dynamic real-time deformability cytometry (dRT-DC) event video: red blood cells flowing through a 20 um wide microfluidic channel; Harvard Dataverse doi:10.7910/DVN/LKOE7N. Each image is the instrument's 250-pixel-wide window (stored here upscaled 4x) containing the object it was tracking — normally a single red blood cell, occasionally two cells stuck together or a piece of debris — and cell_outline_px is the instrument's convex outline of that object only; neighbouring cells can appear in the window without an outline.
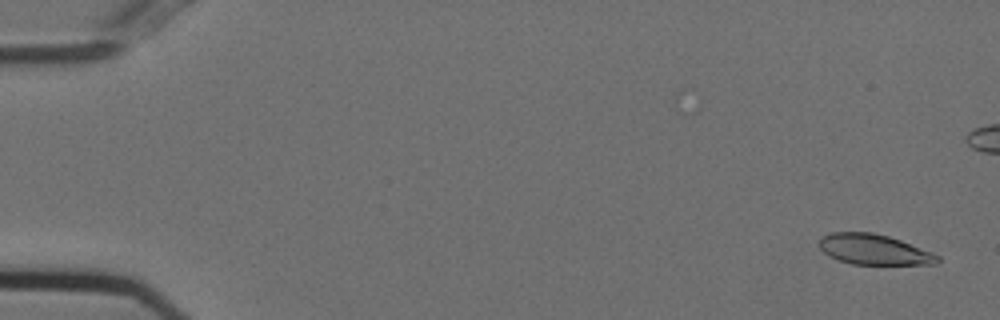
{"species": "Egyptian fruit bat (a non-hibernating species)", "species_latin": "Rousettus aegyptiacus", "temperature_condition": "cold", "stored_images_in_passage": 48, "camera_frame_rate_fps": 3000, "um_per_image_px": 0.085, "animal": {"sex": "female"}, "frame": {"image": 1, "passage_image": 2, "time_ms": 0.333, "image_size_px": [1000, 320], "cell_outline_px": [[940, 260], [936, 264], [852, 264], [828, 256], [820, 248], [820, 240], [824, 236], [832, 232], [872, 232], [888, 236], [900, 240], [932, 252], [940, 256]], "centroid_in_image_um": [74.3, 21.21], "position_along_channel_um": 10.7, "area_um2": 20.75}}
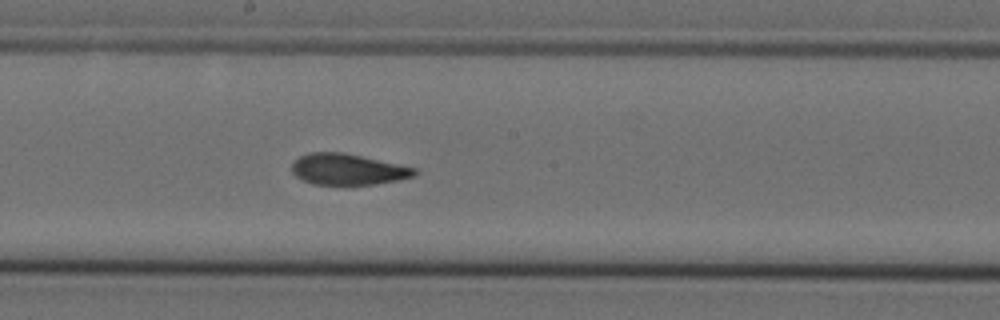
{"frame": {"image": 2, "passage_image": 30, "time_ms": 9.667, "image_size_px": [1000, 320], "cell_outline_px": [[420, 172], [416, 176], [400, 180], [376, 184], [312, 184], [296, 176], [292, 172], [292, 164], [300, 156], [308, 152], [344, 152], [416, 168]], "centroid_in_image_um": [29.6, 14.39], "position_along_channel_um": 218.6, "area_um2": 22.25}}
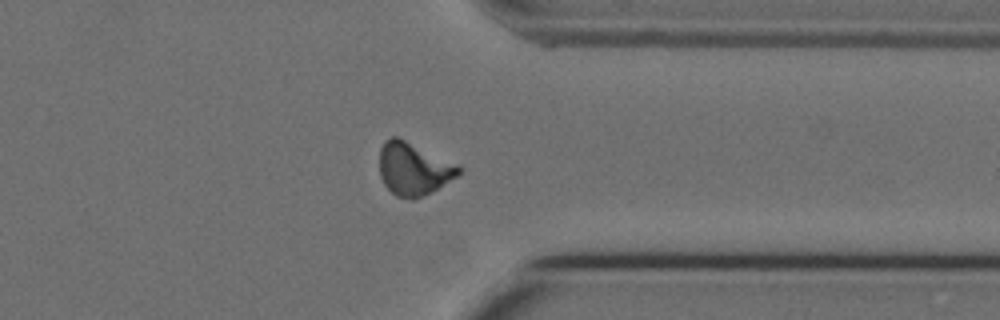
{"frame": {"image": 3, "passage_image": 43, "time_ms": 14.0, "image_size_px": [1000, 320], "cell_outline_px": [[464, 168], [456, 176], [424, 196], [412, 200], [396, 196], [384, 184], [380, 176], [380, 148], [384, 140], [392, 136], [396, 136], [456, 164]], "centroid_in_image_um": [35.12, 14.36], "position_along_channel_um": 376.3, "area_um2": 23.99}, "authors_computed_cell_mechanics": {"area_um2": 23.0044, "velocity_mm_per_s": 3.7141, "shape_relaxation_time_tau1_ms": 5.4695, "shape_relaxation_time_tau2_ms": 2.6455, "deformation_change_tau1": 0.1642, "deformation_change_tau2": 0.0751}}